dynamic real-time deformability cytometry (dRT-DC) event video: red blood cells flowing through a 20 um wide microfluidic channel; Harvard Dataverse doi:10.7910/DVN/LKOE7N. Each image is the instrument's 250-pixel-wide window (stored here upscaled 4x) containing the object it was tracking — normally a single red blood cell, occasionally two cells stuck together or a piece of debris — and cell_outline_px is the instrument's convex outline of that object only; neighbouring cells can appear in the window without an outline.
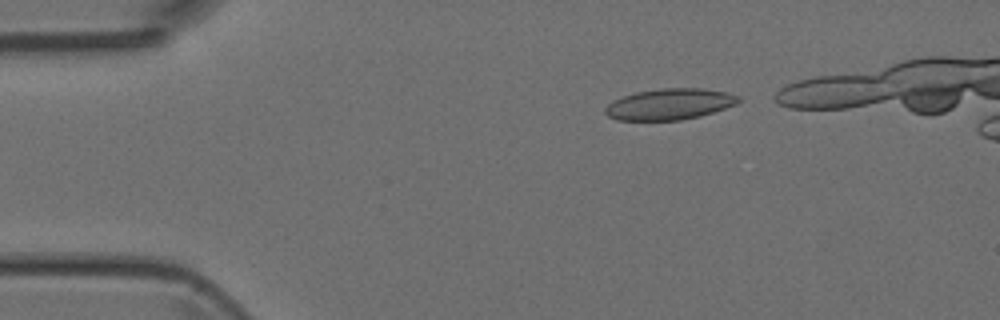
{"species": "Egyptian fruit bat (a non-hibernating species)", "species_latin": "Rousettus aegyptiacus", "temperature_condition": "room temperature", "stored_images_in_passage": 5, "camera_frame_rate_fps": 3000, "um_per_image_px": 0.085, "animal": {"sex": "female"}, "frame": {"image": 1, "passage_image": 1, "time_ms": 0.0, "image_size_px": [1000, 320], "cell_outline_px": [[740, 100], [736, 104], [700, 116], [680, 120], [616, 120], [608, 116], [604, 112], [604, 108], [612, 100], [636, 92], [660, 88], [704, 88], [724, 92], [740, 96]], "centroid_in_image_um": [56.88, 8.85], "position_along_channel_um": 28.1, "area_um2": 24.1}}
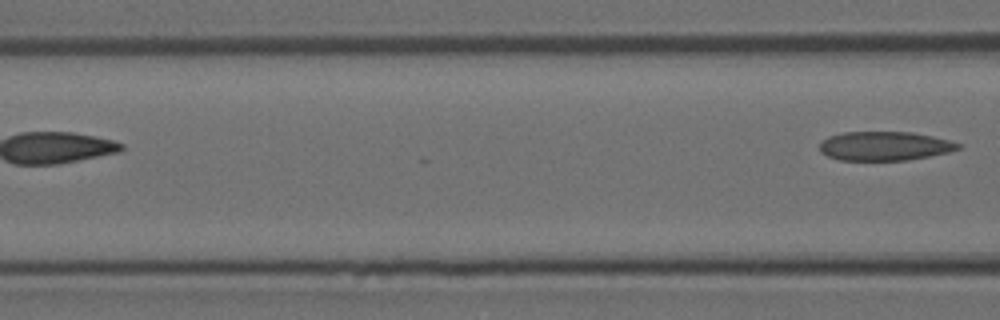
{"frame": {"image": 2, "passage_image": 5, "time_ms": 4.667, "image_size_px": [1000, 320], "cell_outline_px": [[960, 148], [948, 152], [908, 160], [840, 160], [828, 156], [820, 152], [820, 144], [828, 136], [844, 132], [912, 132], [932, 136], [948, 140], [960, 144]], "centroid_in_image_um": [75.17, 12.41], "position_along_channel_um": 91.4, "area_um2": 23.24}}